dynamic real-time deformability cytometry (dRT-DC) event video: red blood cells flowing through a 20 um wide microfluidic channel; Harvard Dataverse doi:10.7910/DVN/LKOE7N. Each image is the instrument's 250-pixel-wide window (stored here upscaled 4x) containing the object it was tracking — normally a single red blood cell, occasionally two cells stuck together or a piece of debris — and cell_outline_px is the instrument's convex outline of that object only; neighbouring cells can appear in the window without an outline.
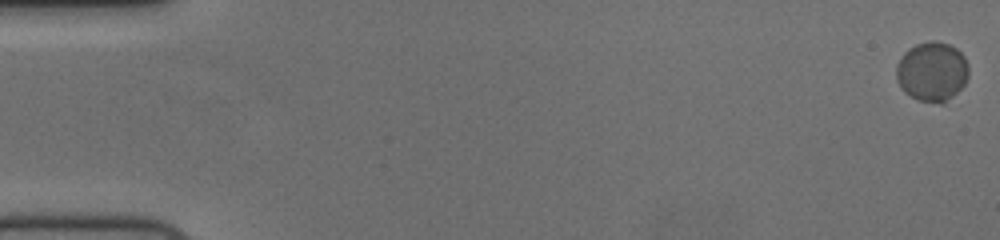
{"species": "human", "species_latin": "Homo sapiens", "temperature_condition": "cold", "stored_images_in_passage": 58, "camera_frame_rate_fps": 3000, "um_per_image_px": 0.085, "donor": {"sex": "female"}, "frame": {"image": 1, "passage_image": 1, "time_ms": 0.0, "image_size_px": [1000, 240], "cell_outline_px": [[968, 76], [964, 84], [944, 104], [940, 104], [916, 100], [904, 92], [900, 88], [896, 80], [896, 64], [900, 56], [908, 48], [916, 44], [932, 40], [936, 40], [948, 44], [956, 48], [964, 56], [968, 64]], "centroid_in_image_um": [79.19, 6.09], "position_along_channel_um": 5.8, "area_um2": 25.49}}
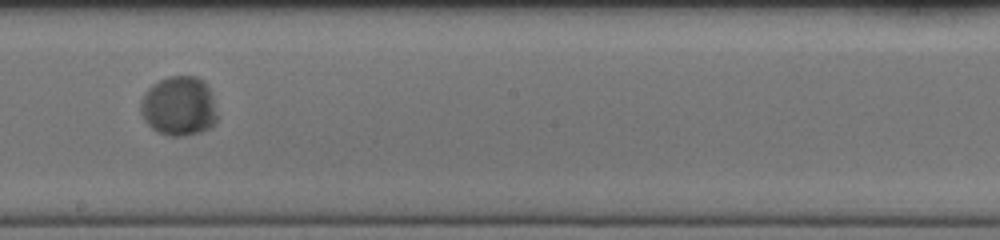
{"frame": {"image": 2, "passage_image": 34, "time_ms": 11.0, "image_size_px": [1000, 240], "cell_outline_px": [[216, 124], [200, 132], [184, 136], [168, 136], [152, 128], [144, 120], [140, 112], [140, 100], [144, 92], [152, 84], [168, 76], [196, 76], [204, 80], [208, 84], [212, 96], [216, 112]], "centroid_in_image_um": [15.19, 9.01], "position_along_channel_um": 233.0, "area_um2": 26.82}}
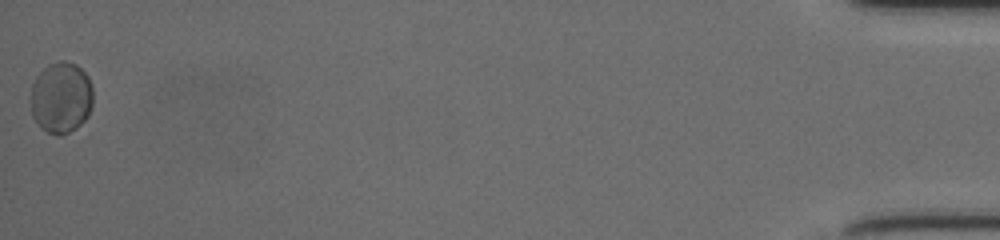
{"frame": {"image": 3, "passage_image": 58, "time_ms": 19.0, "image_size_px": [1000, 240], "cell_outline_px": [[92, 104], [88, 116], [76, 128], [60, 136], [56, 136], [40, 128], [32, 116], [32, 84], [36, 76], [48, 64], [60, 60], [64, 60], [76, 64], [88, 76], [92, 84]], "centroid_in_image_um": [5.2, 8.29], "position_along_channel_um": 430.0, "area_um2": 26.01}, "authors_computed_cell_mechanics": {"area_um2": 25.9522, "velocity_mm_per_s": 3.6952, "shape_relaxation_time_tau1_ms": 1.5239, "shape_relaxation_time_tau2_ms": null, "deformation_change_tau1": 0.0745, "deformation_change_tau2": null}}